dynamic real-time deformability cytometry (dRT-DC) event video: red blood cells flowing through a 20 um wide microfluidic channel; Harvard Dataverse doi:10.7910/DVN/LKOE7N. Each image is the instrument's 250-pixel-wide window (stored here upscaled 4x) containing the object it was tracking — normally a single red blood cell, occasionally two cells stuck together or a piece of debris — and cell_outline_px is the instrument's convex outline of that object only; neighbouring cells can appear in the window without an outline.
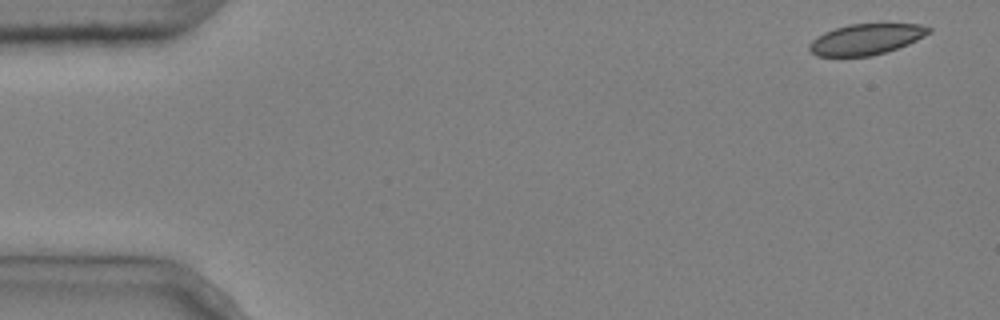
{"species": "common noctule bat (a hibernating species)", "species_latin": "Nyctalus noctula", "temperature_condition": "cold", "stored_images_in_passage": 6, "camera_frame_rate_fps": 3000, "um_per_image_px": 0.085, "animal": {"sex": "male", "body_mass_g": 20.4}, "frame": {"image": 1, "passage_image": 1, "time_ms": 0.0, "image_size_px": [1000, 320], "cell_outline_px": [[932, 32], [908, 44], [884, 52], [868, 56], [816, 56], [808, 48], [808, 44], [816, 36], [824, 32], [848, 24], [920, 24], [932, 28]], "centroid_in_image_um": [73.6, 3.33], "position_along_channel_um": 11.4, "area_um2": 21.33}}
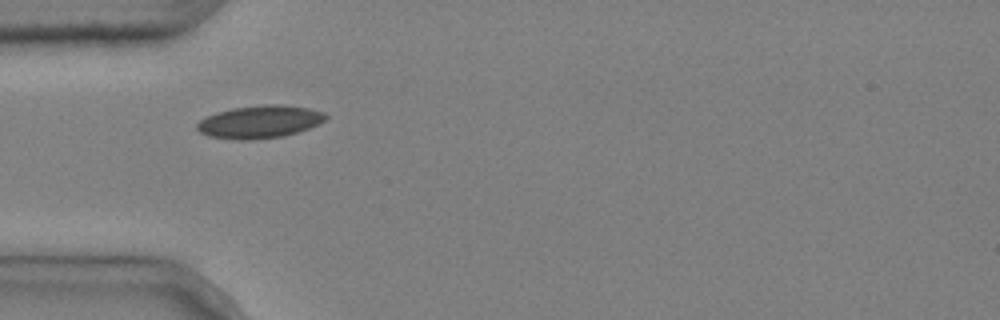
{"frame": {"image": 2, "passage_image": 5, "time_ms": 1.333, "image_size_px": [1000, 320], "cell_outline_px": [[328, 116], [324, 120], [308, 128], [284, 136], [252, 140], [232, 140], [208, 136], [200, 132], [196, 128], [196, 124], [200, 120], [216, 112], [232, 108], [264, 104], [280, 104], [308, 108], [324, 112]], "centroid_in_image_um": [22.03, 10.36], "position_along_channel_um": 63.0, "area_um2": 24.57}}